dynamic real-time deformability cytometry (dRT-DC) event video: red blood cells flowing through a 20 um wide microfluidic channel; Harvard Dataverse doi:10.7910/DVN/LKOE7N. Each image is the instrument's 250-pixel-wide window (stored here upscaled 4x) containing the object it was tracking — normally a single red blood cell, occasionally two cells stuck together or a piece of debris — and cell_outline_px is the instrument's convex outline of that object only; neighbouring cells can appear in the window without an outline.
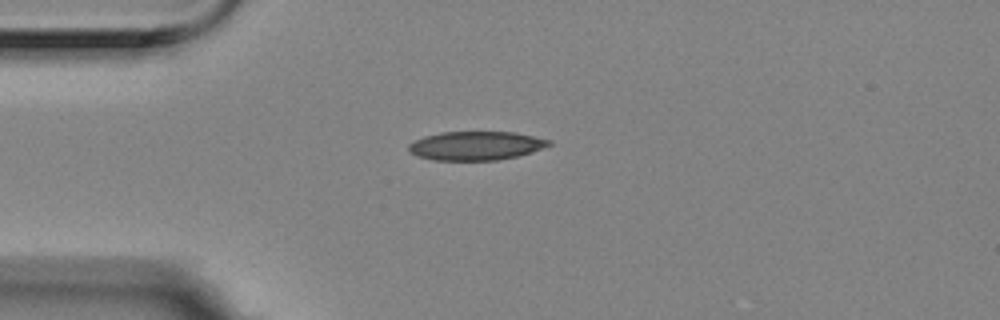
{"species": "Egyptian fruit bat (a non-hibernating species)", "species_latin": "Rousettus aegyptiacus", "temperature_condition": "room temperature", "stored_images_in_passage": 12, "camera_frame_rate_fps": 3000, "um_per_image_px": 0.085, "animal": {"sex": "female"}, "frame": {"image": 1, "passage_image": 1, "time_ms": 0.0, "image_size_px": [1000, 320], "cell_outline_px": [[552, 144], [532, 152], [516, 156], [496, 160], [432, 160], [416, 156], [408, 148], [408, 144], [424, 136], [440, 132], [512, 132], [532, 136], [548, 140]], "centroid_in_image_um": [40.41, 12.39], "position_along_channel_um": 44.6, "area_um2": 23.29}}
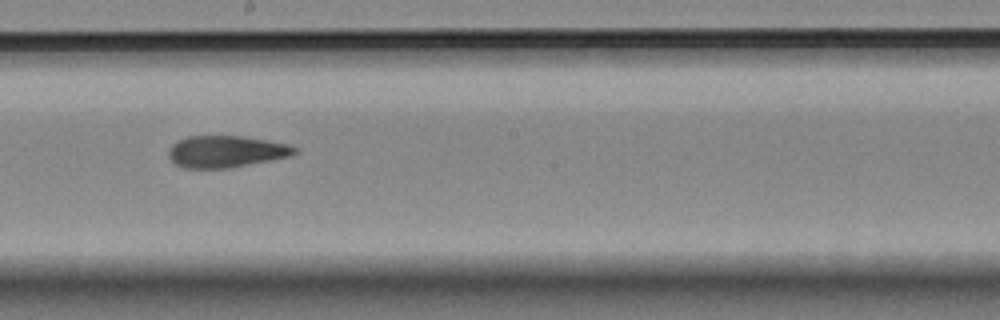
{"frame": {"image": 2, "passage_image": 6, "time_ms": 1.667, "image_size_px": [1000, 320], "cell_outline_px": [[296, 152], [292, 156], [228, 168], [184, 168], [176, 164], [168, 156], [168, 152], [172, 144], [188, 136], [244, 136], [268, 140], [288, 144], [296, 148]], "centroid_in_image_um": [19.22, 12.88], "position_along_channel_um": 229.0, "area_um2": 23.24}}
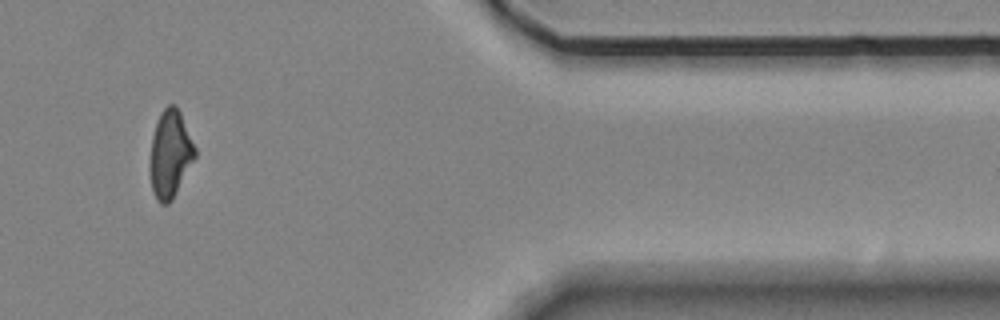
{"frame": {"image": 3, "passage_image": 10, "time_ms": 3.0, "image_size_px": [1000, 320], "cell_outline_px": [[196, 156], [172, 200], [168, 204], [160, 204], [156, 200], [152, 188], [152, 136], [160, 112], [168, 104], [176, 104], [180, 112], [196, 148]], "centroid_in_image_um": [14.5, 13.07], "position_along_channel_um": 396.9, "area_um2": 22.37}}